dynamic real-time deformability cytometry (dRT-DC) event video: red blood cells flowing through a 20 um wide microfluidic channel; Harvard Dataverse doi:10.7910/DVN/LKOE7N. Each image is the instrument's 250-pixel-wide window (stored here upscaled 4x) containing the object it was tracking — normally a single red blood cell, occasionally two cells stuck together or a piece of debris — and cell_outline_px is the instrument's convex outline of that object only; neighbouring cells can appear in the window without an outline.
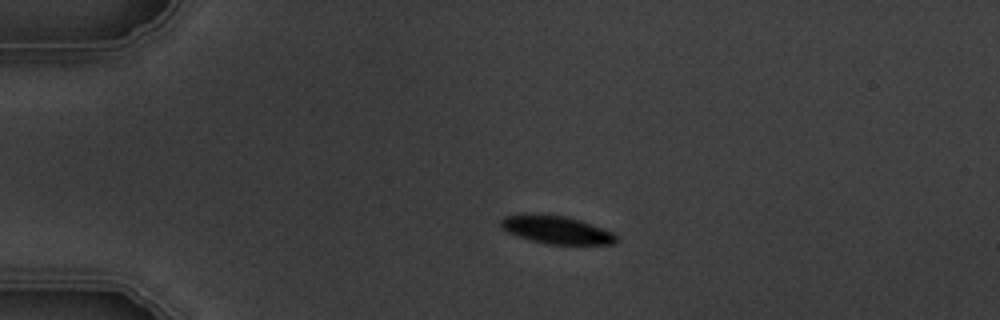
{"species": "common noctule bat (a hibernating species)", "species_latin": "Nyctalus noctula", "temperature_condition": "warm", "stored_images_in_passage": 4, "camera_frame_rate_fps": 3000, "um_per_image_px": 0.085, "animal": {"sex": "male", "body_mass_g": 19.5, "forearm_length_mm": 54.6}, "frame": {"image": 1, "passage_image": 3, "time_ms": 3.333, "image_size_px": [1000, 320], "cell_outline_px": [[620, 240], [616, 244], [544, 244], [528, 240], [508, 232], [500, 228], [500, 220], [504, 216], [520, 212], [568, 216], [580, 220], [612, 232]], "centroid_in_image_um": [47.23, 19.52], "position_along_channel_um": 37.8, "area_um2": 19.25}}